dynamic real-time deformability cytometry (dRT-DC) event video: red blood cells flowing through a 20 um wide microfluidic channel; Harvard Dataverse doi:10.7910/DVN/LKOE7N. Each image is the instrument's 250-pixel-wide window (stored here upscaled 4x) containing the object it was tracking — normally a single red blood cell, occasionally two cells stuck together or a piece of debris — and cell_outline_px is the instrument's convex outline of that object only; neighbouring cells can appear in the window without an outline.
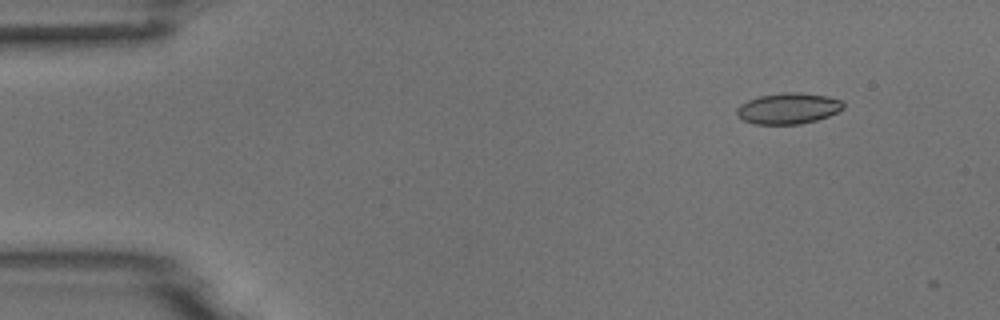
{"species": "common noctule bat (a hibernating species)", "species_latin": "Nyctalus noctula", "temperature_condition": "room temperature", "stored_images_in_passage": 4, "camera_frame_rate_fps": 3000, "um_per_image_px": 0.085, "animal": {"sex": "male", "body_mass_g": 18.8}, "frame": {"image": 1, "passage_image": 2, "time_ms": 0.333, "image_size_px": [1000, 320], "cell_outline_px": [[844, 108], [828, 116], [816, 120], [800, 124], [756, 124], [744, 120], [736, 112], [736, 108], [740, 104], [748, 100], [760, 96], [784, 92], [800, 92], [828, 96], [840, 100], [844, 104]], "centroid_in_image_um": [67.01, 9.21], "position_along_channel_um": 18.0, "area_um2": 19.13}}